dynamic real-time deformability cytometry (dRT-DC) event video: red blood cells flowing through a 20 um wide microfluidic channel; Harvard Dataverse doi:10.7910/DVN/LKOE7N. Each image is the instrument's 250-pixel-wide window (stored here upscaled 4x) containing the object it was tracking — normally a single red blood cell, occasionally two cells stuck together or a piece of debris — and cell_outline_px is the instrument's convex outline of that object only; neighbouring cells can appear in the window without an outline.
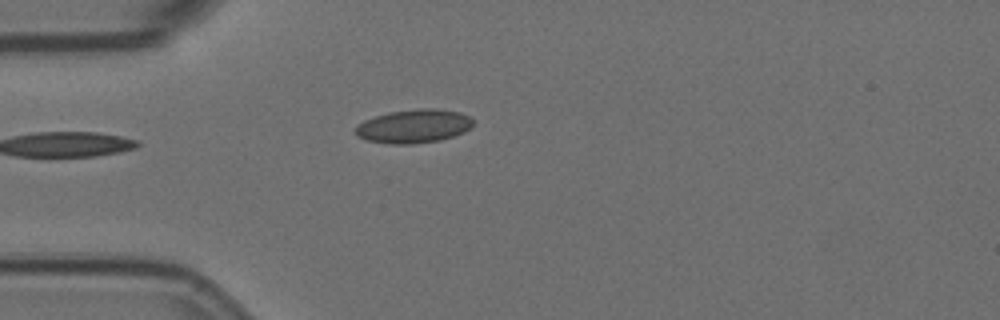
{"species": "Egyptian fruit bat (a non-hibernating species)", "species_latin": "Rousettus aegyptiacus", "temperature_condition": "room temperature", "stored_images_in_passage": 5, "camera_frame_rate_fps": 3000, "um_per_image_px": 0.085, "animal": {"sex": "female"}, "frame": {"image": 1, "passage_image": 5, "time_ms": 1.333, "image_size_px": [1000, 320], "cell_outline_px": [[472, 124], [464, 132], [440, 140], [408, 144], [388, 144], [364, 140], [356, 136], [352, 132], [364, 120], [376, 116], [392, 112], [420, 108], [436, 108], [460, 112], [468, 116], [472, 120]], "centroid_in_image_um": [35.12, 10.73], "position_along_channel_um": 49.9, "area_um2": 22.95}}